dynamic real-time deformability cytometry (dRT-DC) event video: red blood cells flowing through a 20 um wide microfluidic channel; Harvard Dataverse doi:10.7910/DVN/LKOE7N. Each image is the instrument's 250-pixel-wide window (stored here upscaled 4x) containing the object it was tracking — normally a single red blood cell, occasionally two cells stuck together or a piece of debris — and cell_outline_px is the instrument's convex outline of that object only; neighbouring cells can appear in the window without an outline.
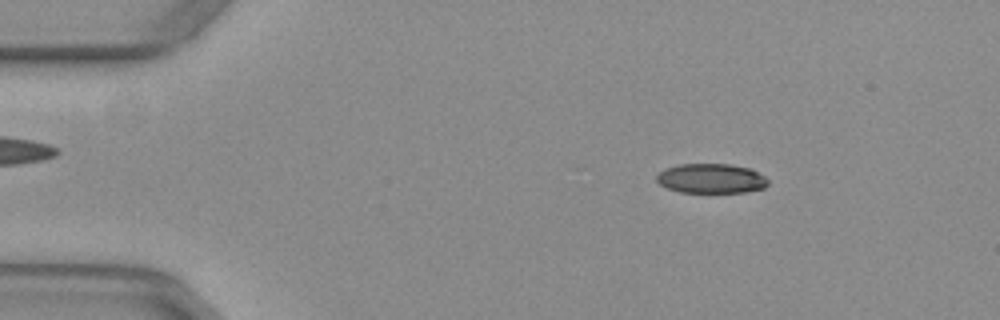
{"species": "common noctule bat (a hibernating species)", "species_latin": "Nyctalus noctula", "temperature_condition": "warm", "stored_images_in_passage": 50, "camera_frame_rate_fps": 3000, "um_per_image_px": 0.085, "animal": {"sex": "female", "body_mass_g": 29.2, "forearm_length_mm": 56.3}, "frame": {"image": 1, "passage_image": 6, "time_ms": 1.667, "image_size_px": [1000, 320], "cell_outline_px": [[768, 184], [764, 188], [744, 192], [680, 192], [668, 188], [660, 184], [656, 180], [656, 176], [664, 168], [680, 164], [732, 164], [752, 168], [764, 176], [768, 180]], "centroid_in_image_um": [60.46, 15.16], "position_along_channel_um": 24.5, "area_um2": 19.31}}
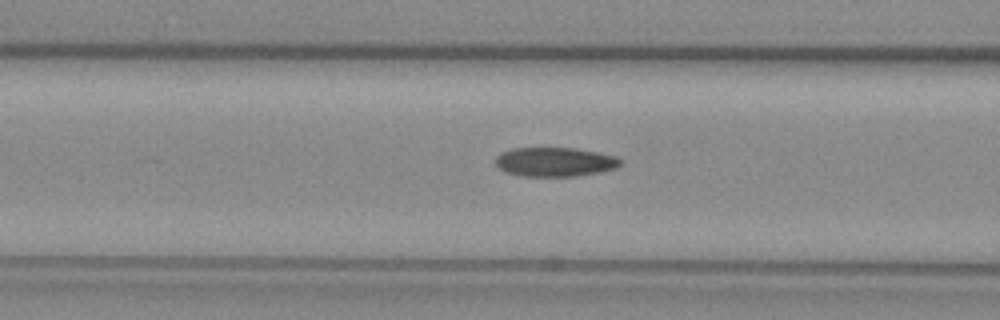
{"frame": {"image": 2, "passage_image": 19, "time_ms": 6.0, "image_size_px": [1000, 320], "cell_outline_px": [[624, 164], [616, 168], [600, 172], [576, 176], [524, 176], [504, 172], [496, 164], [496, 156], [500, 152], [512, 148], [576, 148], [616, 156]], "centroid_in_image_um": [47.17, 13.76], "position_along_channel_um": 119.4, "area_um2": 21.33}}
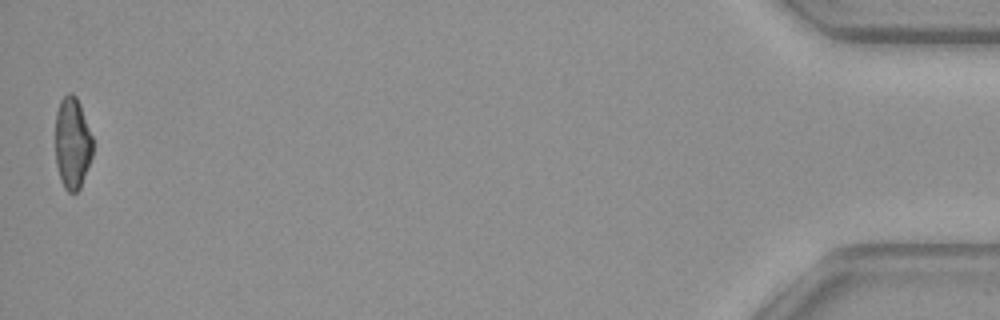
{"frame": {"image": 3, "passage_image": 50, "time_ms": 16.333, "image_size_px": [1000, 320], "cell_outline_px": [[92, 156], [80, 188], [76, 192], [68, 192], [64, 188], [60, 180], [56, 164], [56, 112], [60, 100], [68, 92], [72, 92], [76, 96], [80, 104], [92, 136]], "centroid_in_image_um": [6.14, 12.16], "position_along_channel_um": 429.1, "area_um2": 20.0}, "authors_computed_cell_mechanics": {"area_um2": 21.1548, "velocity_mm_per_s": 3.9542, "shape_relaxation_time_tau1_ms": null, "shape_relaxation_time_tau2_ms": 3.3148, "deformation_change_tau1": null, "deformation_change_tau2": 0.1078}}